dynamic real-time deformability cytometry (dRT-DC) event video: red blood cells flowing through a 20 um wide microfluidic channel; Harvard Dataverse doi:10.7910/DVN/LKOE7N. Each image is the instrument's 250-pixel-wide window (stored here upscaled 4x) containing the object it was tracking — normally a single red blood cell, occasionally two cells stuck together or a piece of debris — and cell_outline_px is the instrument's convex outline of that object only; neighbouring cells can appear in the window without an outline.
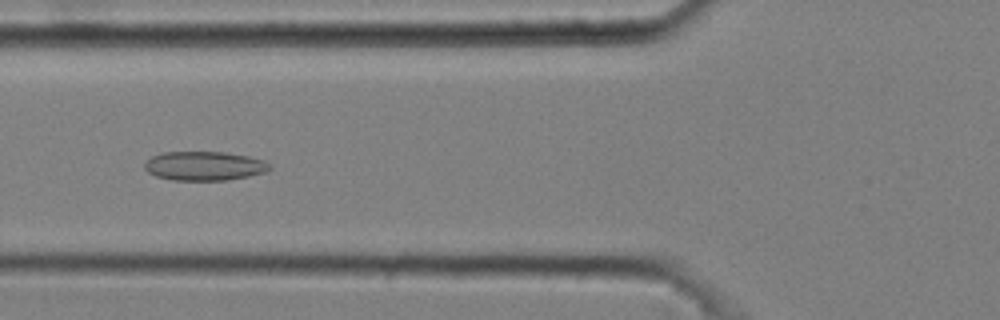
{"species": "common noctule bat (a hibernating species)", "species_latin": "Nyctalus noctula", "temperature_condition": "cold", "stored_images_in_passage": 12, "camera_frame_rate_fps": 3000, "um_per_image_px": 0.085, "animal": {"sex": "male", "body_mass_g": 20.4}, "frame": {"image": 1, "passage_image": 5, "time_ms": 1.333, "image_size_px": [1000, 320], "cell_outline_px": [[272, 168], [264, 172], [248, 176], [228, 180], [172, 180], [156, 176], [148, 172], [144, 168], [144, 164], [152, 156], [164, 152], [224, 152], [248, 156], [264, 160], [272, 164]], "centroid_in_image_um": [17.39, 14.1], "position_along_channel_um": 108.4, "area_um2": 21.21}}
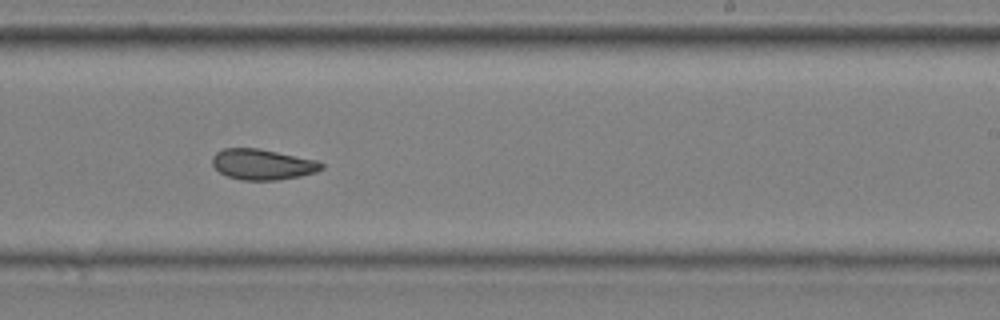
{"frame": {"image": 2, "passage_image": 9, "time_ms": 2.667, "image_size_px": [1000, 320], "cell_outline_px": [[324, 168], [316, 172], [300, 176], [276, 180], [240, 180], [228, 176], [220, 172], [212, 164], [212, 156], [216, 152], [224, 148], [260, 148], [316, 160], [324, 164]], "centroid_in_image_um": [22.31, 13.97], "position_along_channel_um": 266.7, "area_um2": 19.54}}
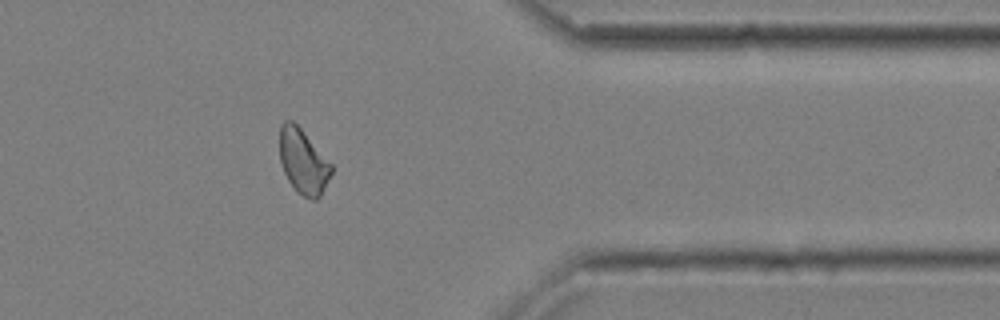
{"frame": {"image": 3, "passage_image": 12, "time_ms": 3.667, "image_size_px": [1000, 320], "cell_outline_px": [[332, 172], [320, 196], [316, 200], [312, 200], [296, 192], [288, 180], [284, 172], [280, 160], [280, 124], [284, 120], [292, 120], [300, 128], [332, 164]], "centroid_in_image_um": [25.76, 13.73], "position_along_channel_um": 385.6, "area_um2": 19.36}}